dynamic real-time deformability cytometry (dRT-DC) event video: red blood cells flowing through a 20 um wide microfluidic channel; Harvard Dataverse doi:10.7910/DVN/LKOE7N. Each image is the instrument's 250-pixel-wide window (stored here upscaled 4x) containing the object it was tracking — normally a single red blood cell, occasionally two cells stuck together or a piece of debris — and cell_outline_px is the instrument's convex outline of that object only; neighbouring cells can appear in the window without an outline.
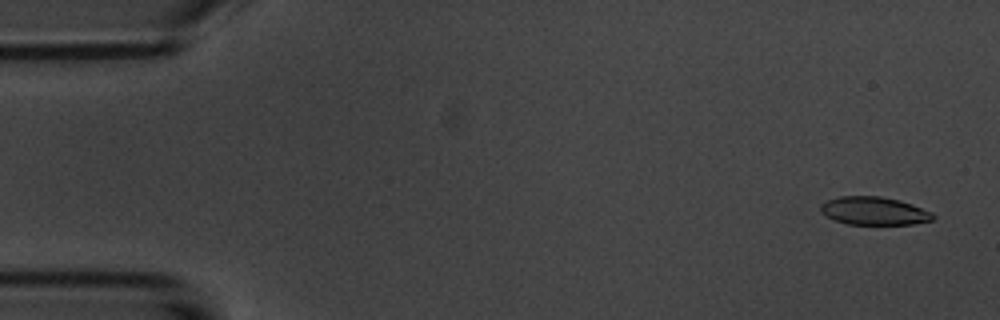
{"species": "common noctule bat (a hibernating species)", "species_latin": "Nyctalus noctula", "temperature_condition": "room temperature", "stored_images_in_passage": 54, "camera_frame_rate_fps": 3000, "um_per_image_px": 0.085, "animal": {"sex": "male", "body_mass_g": 20.1, "forearm_length_mm": 53.5}, "frame": {"image": 1, "passage_image": 3, "time_ms": 0.667, "image_size_px": [1000, 320], "cell_outline_px": [[936, 216], [932, 220], [912, 224], [848, 224], [836, 220], [820, 212], [820, 204], [828, 200], [840, 196], [880, 196], [912, 204], [932, 212]], "centroid_in_image_um": [74.3, 17.92], "position_along_channel_um": 10.7, "area_um2": 18.21}}
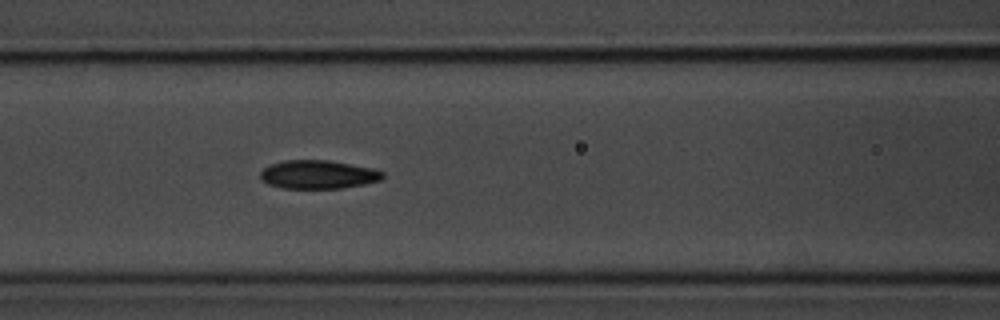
{"frame": {"image": 2, "passage_image": 23, "time_ms": 7.333, "image_size_px": [1000, 320], "cell_outline_px": [[384, 176], [380, 180], [364, 184], [340, 188], [280, 188], [268, 184], [260, 176], [260, 172], [264, 168], [272, 164], [284, 160], [328, 160], [376, 168], [384, 172]], "centroid_in_image_um": [27.07, 14.82], "position_along_channel_um": 139.5, "area_um2": 20.35}}
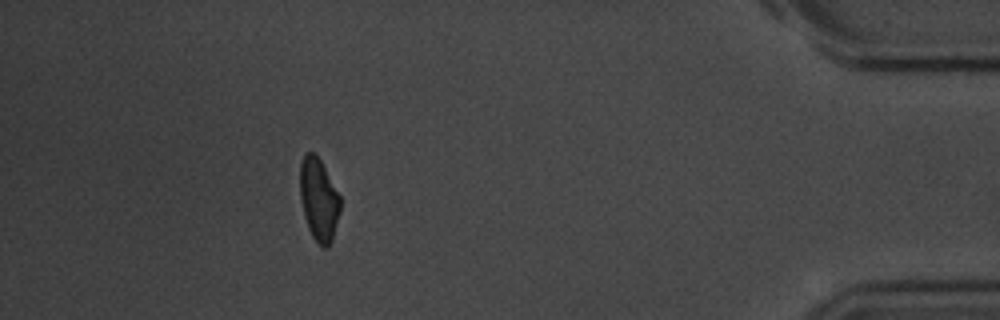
{"frame": {"image": 3, "passage_image": 49, "time_ms": 16.0, "image_size_px": [1000, 320], "cell_outline_px": [[340, 212], [332, 240], [324, 248], [312, 236], [308, 228], [304, 216], [300, 196], [300, 164], [304, 156], [308, 152], [312, 152], [320, 160], [340, 196]], "centroid_in_image_um": [27.09, 16.96], "position_along_channel_um": 408.1, "area_um2": 19.02}, "authors_computed_cell_mechanics": {"area_um2": 20.0566, "velocity_mm_per_s": 3.7247, "shape_relaxation_time_tau1_ms": 4.3423, "shape_relaxation_time_tau2_ms": 3.1058, "deformation_change_tau1": 0.1388, "deformation_change_tau2": 0.0879}}